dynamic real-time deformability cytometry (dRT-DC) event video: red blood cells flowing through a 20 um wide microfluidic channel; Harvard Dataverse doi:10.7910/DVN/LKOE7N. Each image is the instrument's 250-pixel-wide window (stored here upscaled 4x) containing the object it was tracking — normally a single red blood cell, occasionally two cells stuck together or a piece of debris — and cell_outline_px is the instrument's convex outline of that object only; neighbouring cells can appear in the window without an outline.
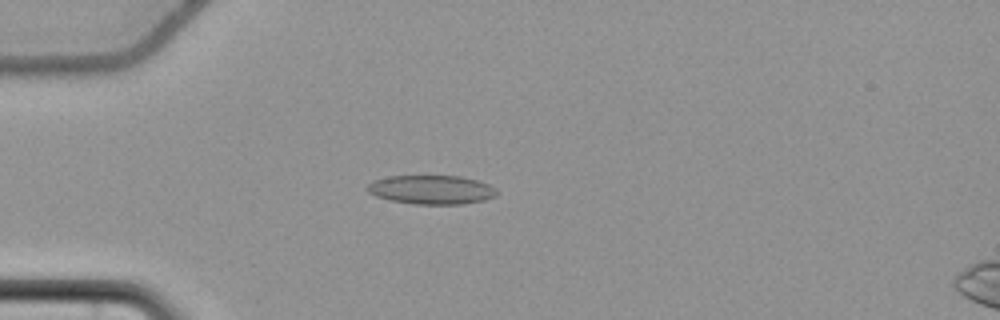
{"species": "common noctule bat (a hibernating species)", "species_latin": "Nyctalus noctula", "temperature_condition": "cold", "stored_images_in_passage": 12, "camera_frame_rate_fps": 3000, "um_per_image_px": 0.085, "animal": {"sex": "female", "body_mass_g": 22.7, "forearm_length_mm": 54.2}, "frame": {"image": 1, "passage_image": 5, "time_ms": 1.333, "image_size_px": [1000, 320], "cell_outline_px": [[496, 196], [484, 200], [464, 204], [416, 204], [388, 200], [376, 196], [368, 192], [368, 184], [376, 180], [388, 176], [460, 176], [476, 180], [488, 184], [496, 188]], "centroid_in_image_um": [36.69, 16.13], "position_along_channel_um": 48.3, "area_um2": 21.73}}
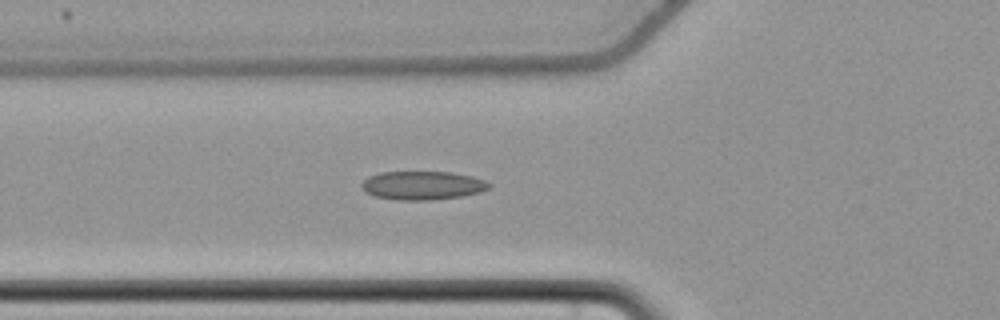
{"frame": {"image": 2, "passage_image": 10, "time_ms": 3.0, "image_size_px": [1000, 320], "cell_outline_px": [[492, 184], [488, 188], [480, 192], [464, 196], [432, 200], [396, 200], [376, 196], [364, 192], [360, 184], [368, 176], [380, 172], [452, 172], [472, 176], [484, 180]], "centroid_in_image_um": [35.9, 15.76], "position_along_channel_um": 89.9, "area_um2": 21.39}}